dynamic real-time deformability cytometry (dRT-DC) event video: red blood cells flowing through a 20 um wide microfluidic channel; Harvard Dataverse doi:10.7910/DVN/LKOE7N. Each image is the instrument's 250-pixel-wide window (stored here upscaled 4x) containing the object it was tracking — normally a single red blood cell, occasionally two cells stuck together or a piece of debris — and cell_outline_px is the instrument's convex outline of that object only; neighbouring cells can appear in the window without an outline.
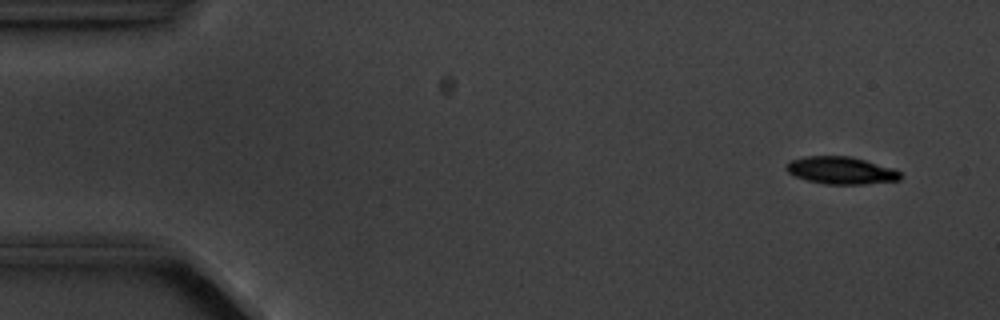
{"species": "common noctule bat (a hibernating species)", "species_latin": "Nyctalus noctula", "temperature_condition": "cold", "stored_images_in_passage": 10, "camera_frame_rate_fps": 3000, "um_per_image_px": 0.085, "animal": {"sex": "male", "body_mass_g": 20.1, "forearm_length_mm": 53.5}, "frame": {"image": 1, "passage_image": 1, "time_ms": 0.0, "image_size_px": [1000, 320], "cell_outline_px": [[900, 180], [864, 184], [828, 184], [808, 180], [796, 176], [788, 172], [784, 168], [784, 164], [792, 160], [804, 156], [852, 156], [892, 168], [900, 172]], "centroid_in_image_um": [71.46, 14.47], "position_along_channel_um": 13.5, "area_um2": 18.09}}
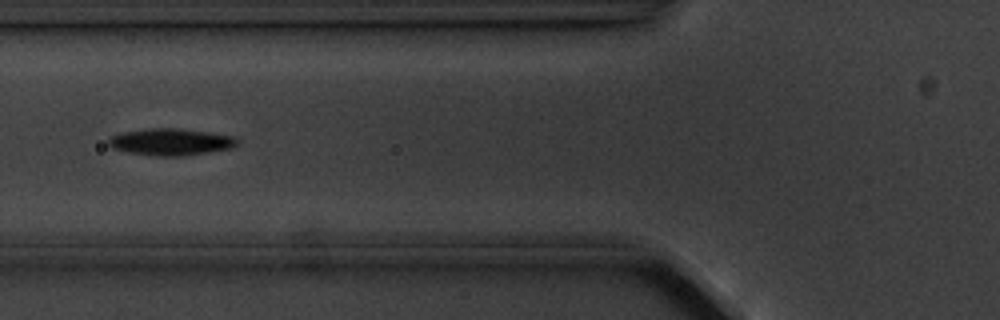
{"frame": {"image": 2, "passage_image": 6, "time_ms": 5.667, "image_size_px": [1000, 320], "cell_outline_px": [[236, 144], [232, 148], [184, 156], [156, 156], [128, 152], [112, 148], [108, 144], [108, 140], [112, 136], [124, 132], [148, 128], [176, 128], [208, 132], [232, 136], [236, 140]], "centroid_in_image_um": [14.49, 12.07], "position_along_channel_um": 111.3, "area_um2": 19.88}}
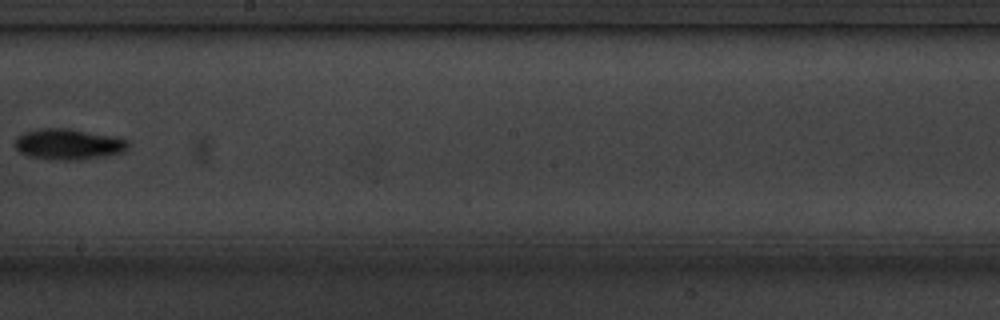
{"frame": {"image": 3, "passage_image": 9, "time_ms": 9.333, "image_size_px": [1000, 320], "cell_outline_px": [[128, 148], [124, 152], [104, 156], [80, 160], [52, 160], [28, 156], [20, 152], [16, 148], [16, 136], [24, 132], [36, 128], [68, 128], [116, 136], [128, 140]], "centroid_in_image_um": [5.82, 12.25], "position_along_channel_um": 242.4, "area_um2": 20.63}}